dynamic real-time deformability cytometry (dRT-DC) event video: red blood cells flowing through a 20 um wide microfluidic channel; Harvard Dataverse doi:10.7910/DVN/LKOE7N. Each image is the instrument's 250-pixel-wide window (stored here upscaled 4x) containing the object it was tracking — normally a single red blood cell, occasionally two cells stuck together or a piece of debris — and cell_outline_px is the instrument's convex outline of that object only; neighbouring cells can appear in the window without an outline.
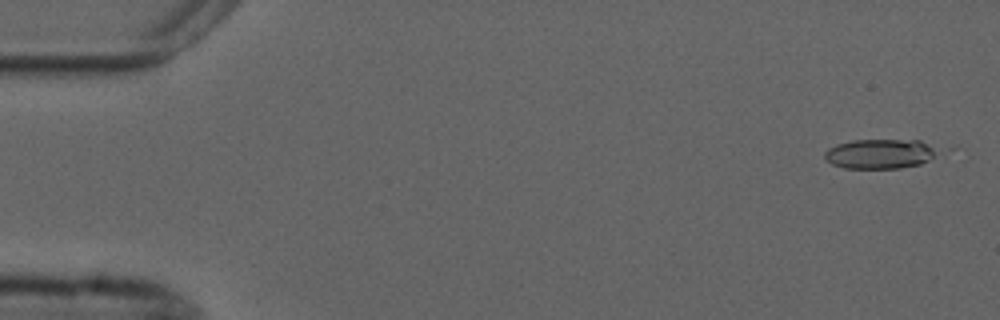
{"species": "common noctule bat (a hibernating species)", "species_latin": "Nyctalus noctula", "temperature_condition": "cold", "stored_images_in_passage": 5, "camera_frame_rate_fps": 3000, "um_per_image_px": 0.085, "animal": {"sex": "male", "forearm_length_mm": 52.5}, "frame": {"image": 1, "passage_image": 1, "time_ms": 0.0, "image_size_px": [1000, 320], "cell_outline_px": [[932, 156], [928, 160], [920, 164], [900, 168], [844, 168], [832, 164], [824, 156], [824, 152], [828, 148], [836, 144], [852, 140], [920, 140], [932, 148]], "centroid_in_image_um": [74.68, 13.07], "position_along_channel_um": 10.3, "area_um2": 19.07}}